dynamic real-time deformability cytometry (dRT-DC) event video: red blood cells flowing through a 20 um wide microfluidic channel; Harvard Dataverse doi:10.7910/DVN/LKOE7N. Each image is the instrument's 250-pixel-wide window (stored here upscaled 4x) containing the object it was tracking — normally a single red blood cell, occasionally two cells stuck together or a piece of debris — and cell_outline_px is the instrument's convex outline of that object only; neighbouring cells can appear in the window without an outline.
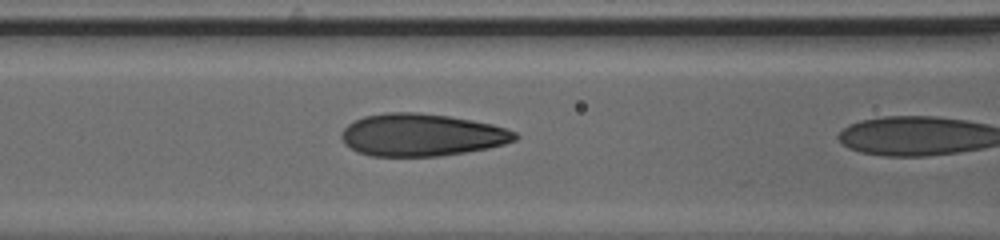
{"species": "human", "species_latin": "Homo sapiens", "temperature_condition": "cold", "stored_images_in_passage": 11, "camera_frame_rate_fps": 3000, "um_per_image_px": 0.085, "donor": {"sex": "male"}, "frame": {"image": 1, "passage_image": 10, "time_ms": 3.0, "image_size_px": [1000, 240], "cell_outline_px": [[520, 136], [516, 140], [504, 144], [488, 148], [440, 156], [372, 156], [356, 152], [344, 144], [340, 136], [340, 132], [348, 124], [364, 116], [384, 112], [416, 112], [448, 116], [472, 120], [492, 124], [516, 132]], "centroid_in_image_um": [35.81, 11.47], "position_along_channel_um": 130.8, "area_um2": 43.06}}